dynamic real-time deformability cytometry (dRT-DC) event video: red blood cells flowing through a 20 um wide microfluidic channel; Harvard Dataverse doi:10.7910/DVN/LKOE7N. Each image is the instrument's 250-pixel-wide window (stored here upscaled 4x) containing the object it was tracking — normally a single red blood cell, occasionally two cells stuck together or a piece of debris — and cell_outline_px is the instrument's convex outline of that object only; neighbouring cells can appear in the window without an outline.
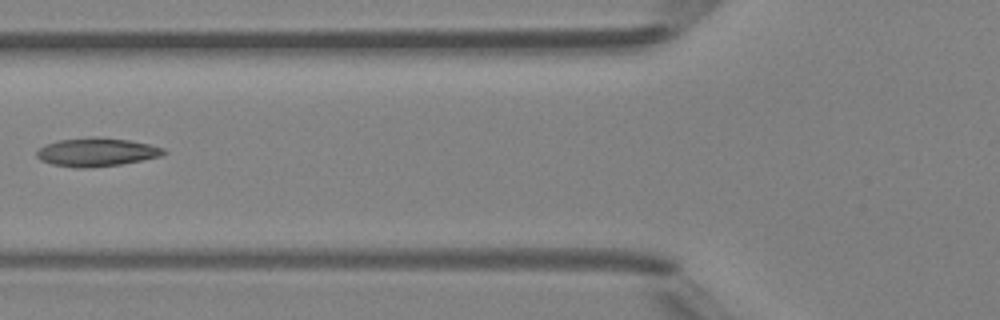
{"species": "Egyptian fruit bat (a non-hibernating species)", "species_latin": "Rousettus aegyptiacus", "temperature_condition": "room temperature", "stored_images_in_passage": 6, "camera_frame_rate_fps": 3000, "um_per_image_px": 0.085, "animal": {"sex": "female"}, "frame": {"image": 1, "passage_image": 5, "time_ms": 4.667, "image_size_px": [1000, 320], "cell_outline_px": [[168, 152], [160, 156], [120, 164], [80, 168], [76, 168], [52, 164], [40, 160], [36, 156], [36, 152], [44, 144], [60, 140], [96, 136], [128, 140], [148, 144], [164, 148]], "centroid_in_image_um": [8.18, 12.92], "position_along_channel_um": 117.6, "area_um2": 20.87}}
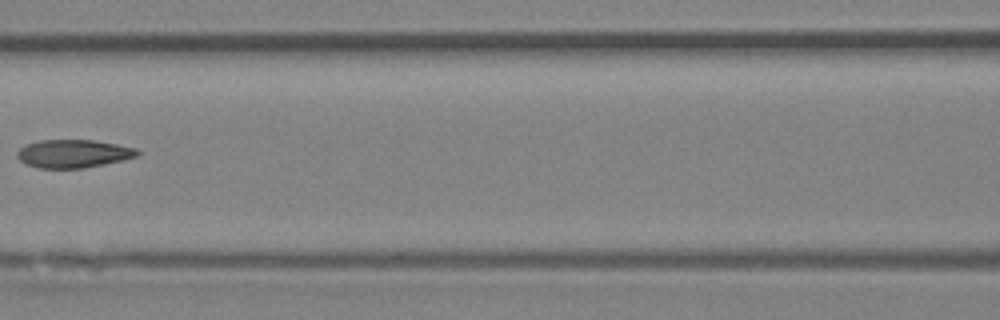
{"frame": {"image": 2, "passage_image": 6, "time_ms": 5.667, "image_size_px": [1000, 320], "cell_outline_px": [[140, 156], [84, 168], [40, 168], [28, 164], [20, 160], [16, 156], [16, 152], [20, 148], [28, 144], [40, 140], [92, 140], [116, 144], [136, 148], [140, 152]], "centroid_in_image_um": [6.25, 13.06], "position_along_channel_um": 160.3, "area_um2": 19.54}}